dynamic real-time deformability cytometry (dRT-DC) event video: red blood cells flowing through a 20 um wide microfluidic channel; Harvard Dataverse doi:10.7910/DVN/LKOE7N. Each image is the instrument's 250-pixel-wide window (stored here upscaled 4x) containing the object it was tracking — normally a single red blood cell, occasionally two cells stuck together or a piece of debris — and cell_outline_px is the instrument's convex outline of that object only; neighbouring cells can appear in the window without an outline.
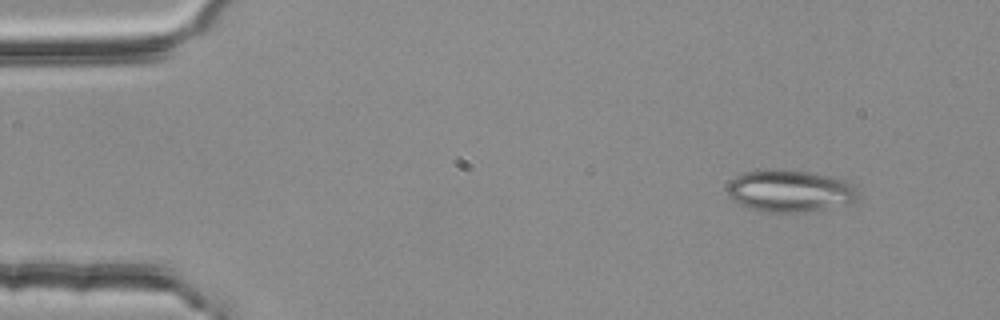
{"species": "common noctule bat (a hibernating species)", "species_latin": "Nyctalus noctula", "temperature_condition": "room temperature", "stored_images_in_passage": 3, "camera_frame_rate_fps": 3000, "um_per_image_px": 0.085, "animal": {"sex": "female", "body_mass_g": 25.1}, "frame": {"image": 1, "passage_image": 1, "time_ms": 0.0, "image_size_px": [1000, 320], "cell_outline_px": [[860, 196], [856, 200], [848, 204], [808, 212], [760, 212], [740, 204], [732, 200], [728, 196], [728, 184], [736, 176], [744, 172], [808, 172], [828, 176], [844, 180], [852, 184], [860, 192]], "centroid_in_image_um": [67.19, 16.29], "position_along_channel_um": 17.8, "area_um2": 31.39}}